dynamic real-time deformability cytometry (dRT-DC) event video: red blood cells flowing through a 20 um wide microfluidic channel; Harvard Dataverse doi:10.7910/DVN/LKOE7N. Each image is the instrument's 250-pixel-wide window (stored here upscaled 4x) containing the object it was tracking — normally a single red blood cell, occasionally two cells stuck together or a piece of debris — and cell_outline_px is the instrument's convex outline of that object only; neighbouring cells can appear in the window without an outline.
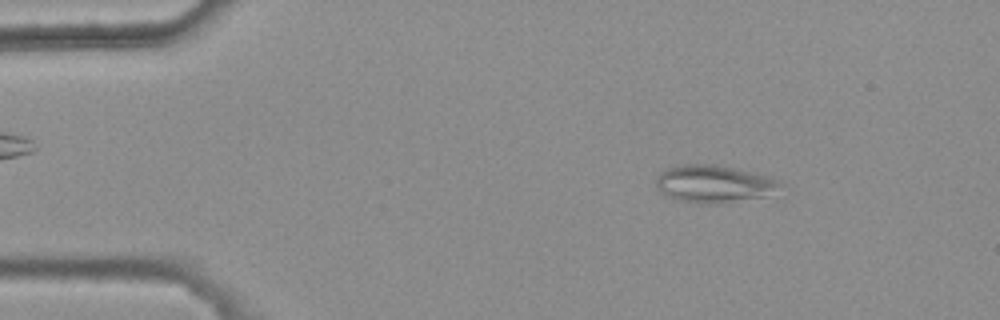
{"species": "common noctule bat (a hibernating species)", "species_latin": "Nyctalus noctula", "temperature_condition": "warm", "stored_images_in_passage": 4, "camera_frame_rate_fps": 3000, "um_per_image_px": 0.085, "animal": {"sex": "female", "body_mass_g": 25.1}, "frame": {"image": 1, "passage_image": 2, "time_ms": 0.333, "image_size_px": [1000, 320], "cell_outline_px": [[780, 184], [764, 196], [716, 204], [708, 204], [680, 200], [664, 196], [656, 188], [656, 176], [664, 168], [680, 164], [712, 164], [756, 172], [772, 176]], "centroid_in_image_um": [60.57, 15.6], "position_along_channel_um": 24.4, "area_um2": 26.99}}